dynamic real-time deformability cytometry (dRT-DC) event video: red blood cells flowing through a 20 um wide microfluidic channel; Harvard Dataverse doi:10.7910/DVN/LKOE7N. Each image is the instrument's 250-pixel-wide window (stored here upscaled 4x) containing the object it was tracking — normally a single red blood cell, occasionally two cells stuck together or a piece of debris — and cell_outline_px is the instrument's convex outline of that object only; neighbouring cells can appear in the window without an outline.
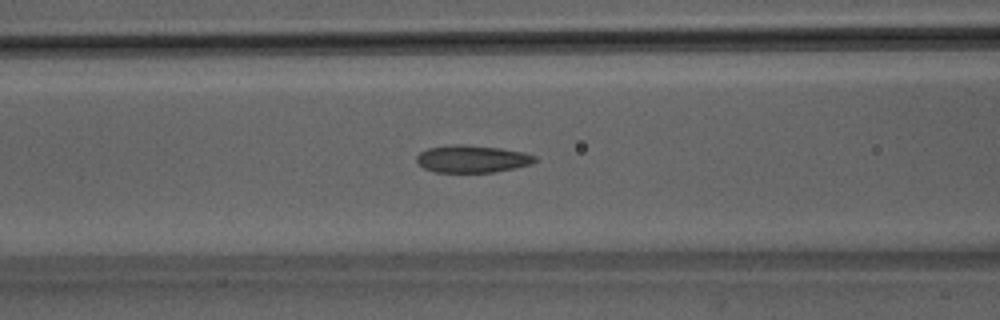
{"species": "Egyptian fruit bat (a non-hibernating species)", "species_latin": "Rousettus aegyptiacus", "temperature_condition": "room temperature", "stored_images_in_passage": 47, "camera_frame_rate_fps": 3000, "um_per_image_px": 0.085, "animal": {"sex": "male"}, "frame": {"image": 1, "passage_image": 18, "time_ms": 5.667, "image_size_px": [1000, 320], "cell_outline_px": [[536, 160], [532, 164], [492, 172], [436, 172], [424, 168], [416, 160], [416, 156], [420, 152], [428, 148], [452, 144], [464, 144], [500, 148], [524, 152], [536, 156]], "centroid_in_image_um": [40.12, 13.49], "position_along_channel_um": 126.5, "area_um2": 18.79}}
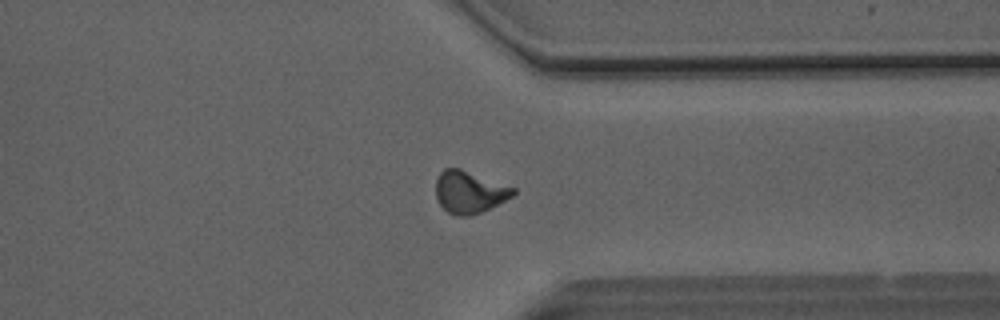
{"frame": {"image": 2, "passage_image": 36, "time_ms": 11.667, "image_size_px": [1000, 320], "cell_outline_px": [[516, 192], [512, 196], [472, 216], [456, 216], [448, 212], [436, 200], [436, 180], [440, 172], [444, 168], [460, 168], [516, 188]], "centroid_in_image_um": [39.87, 16.32], "position_along_channel_um": 371.5, "area_um2": 18.9}}
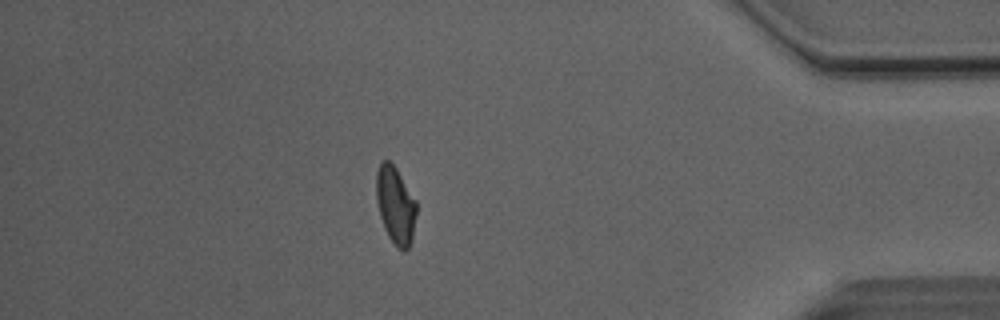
{"frame": {"image": 3, "passage_image": 41, "time_ms": 13.333, "image_size_px": [1000, 320], "cell_outline_px": [[416, 212], [412, 240], [408, 248], [404, 252], [396, 248], [388, 236], [384, 228], [380, 216], [376, 200], [376, 172], [380, 164], [384, 160], [388, 160], [396, 168], [416, 200]], "centroid_in_image_um": [33.61, 17.47], "position_along_channel_um": 401.6, "area_um2": 18.15}, "authors_computed_cell_mechanics": {"area_um2": 18.7272, "velocity_mm_per_s": 4.114, "shape_relaxation_time_tau1_ms": 7.5321, "shape_relaxation_time_tau2_ms": 1.1786, "deformation_change_tau1": 0.2068, "deformation_change_tau2": 0.0829}}